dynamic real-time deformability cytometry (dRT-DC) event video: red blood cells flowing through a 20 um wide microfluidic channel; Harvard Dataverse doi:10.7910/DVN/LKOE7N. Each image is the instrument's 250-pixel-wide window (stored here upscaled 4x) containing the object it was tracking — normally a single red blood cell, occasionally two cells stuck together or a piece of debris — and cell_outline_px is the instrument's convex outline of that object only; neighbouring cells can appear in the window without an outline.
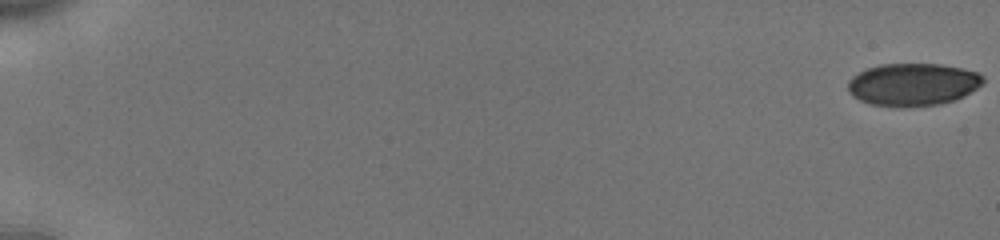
{"species": "human", "species_latin": "Homo sapiens", "temperature_condition": "cold", "stored_images_in_passage": 56, "camera_frame_rate_fps": 3000, "um_per_image_px": 0.085, "donor": {"sex": "male"}, "frame": {"image": 1, "passage_image": 1, "time_ms": 0.0, "image_size_px": [1000, 240], "cell_outline_px": [[984, 84], [964, 96], [940, 104], [904, 108], [896, 108], [872, 104], [860, 100], [852, 96], [848, 92], [848, 80], [852, 76], [868, 68], [880, 64], [940, 64], [960, 68], [976, 72], [984, 76]], "centroid_in_image_um": [77.58, 7.19], "position_along_channel_um": 7.4, "area_um2": 33.81}}
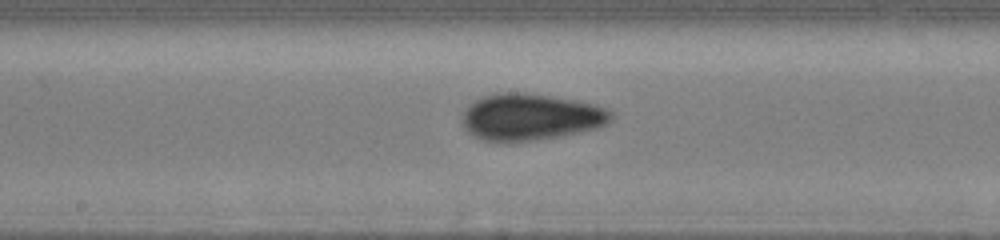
{"frame": {"image": 2, "passage_image": 32, "time_ms": 10.333, "image_size_px": [1000, 240], "cell_outline_px": [[612, 120], [596, 128], [556, 136], [508, 144], [504, 144], [480, 140], [472, 136], [464, 128], [460, 120], [468, 104], [484, 96], [496, 92], [524, 92], [552, 96], [576, 100], [596, 104], [608, 108], [612, 112]], "centroid_in_image_um": [45.02, 9.95], "position_along_channel_um": 203.2, "area_um2": 41.1}}
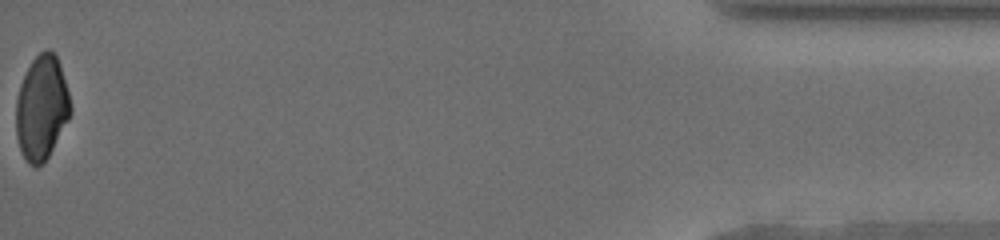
{"frame": {"image": 3, "passage_image": 56, "time_ms": 18.333, "image_size_px": [1000, 240], "cell_outline_px": [[72, 112], [68, 120], [48, 156], [36, 168], [28, 164], [20, 148], [16, 136], [16, 100], [20, 84], [32, 60], [44, 48], [48, 48], [56, 56], [60, 64], [68, 92], [72, 108]], "centroid_in_image_um": [3.54, 9.15], "position_along_channel_um": 431.7, "area_um2": 32.95}, "authors_computed_cell_mechanics": {"area_um2": 36.7319, "velocity_mm_per_s": 3.8722, "shape_relaxation_time_tau1_ms": null, "shape_relaxation_time_tau2_ms": 2.5872, "deformation_change_tau1": null, "deformation_change_tau2": 0.0549}}